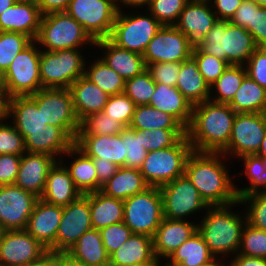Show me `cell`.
Listing matches in <instances>:
<instances>
[{
  "label": "cell",
  "mask_w": 266,
  "mask_h": 266,
  "mask_svg": "<svg viewBox=\"0 0 266 266\" xmlns=\"http://www.w3.org/2000/svg\"><path fill=\"white\" fill-rule=\"evenodd\" d=\"M215 256L210 252L202 235L197 231L168 257L173 266H199Z\"/></svg>",
  "instance_id": "cell-38"
},
{
  "label": "cell",
  "mask_w": 266,
  "mask_h": 266,
  "mask_svg": "<svg viewBox=\"0 0 266 266\" xmlns=\"http://www.w3.org/2000/svg\"><path fill=\"white\" fill-rule=\"evenodd\" d=\"M159 188L163 198V218L183 220L189 214L209 207L185 175Z\"/></svg>",
  "instance_id": "cell-14"
},
{
  "label": "cell",
  "mask_w": 266,
  "mask_h": 266,
  "mask_svg": "<svg viewBox=\"0 0 266 266\" xmlns=\"http://www.w3.org/2000/svg\"><path fill=\"white\" fill-rule=\"evenodd\" d=\"M212 1V0H211ZM243 0H213L219 21H230ZM217 7V8H216Z\"/></svg>",
  "instance_id": "cell-60"
},
{
  "label": "cell",
  "mask_w": 266,
  "mask_h": 266,
  "mask_svg": "<svg viewBox=\"0 0 266 266\" xmlns=\"http://www.w3.org/2000/svg\"><path fill=\"white\" fill-rule=\"evenodd\" d=\"M149 105L161 112L173 116L185 129L192 118V104L182 95L176 86H167L155 82V92Z\"/></svg>",
  "instance_id": "cell-27"
},
{
  "label": "cell",
  "mask_w": 266,
  "mask_h": 266,
  "mask_svg": "<svg viewBox=\"0 0 266 266\" xmlns=\"http://www.w3.org/2000/svg\"><path fill=\"white\" fill-rule=\"evenodd\" d=\"M245 164V174L249 179L251 186L240 189L236 188L238 199L251 193L266 191V169L263 166L262 158L258 155H245L240 157ZM263 189L261 190L260 187Z\"/></svg>",
  "instance_id": "cell-45"
},
{
  "label": "cell",
  "mask_w": 266,
  "mask_h": 266,
  "mask_svg": "<svg viewBox=\"0 0 266 266\" xmlns=\"http://www.w3.org/2000/svg\"><path fill=\"white\" fill-rule=\"evenodd\" d=\"M123 3L124 5H128V6H133V7H140L143 5H148L150 4L151 0H116V5H117V9L118 11L120 10V5L119 3L117 4V2Z\"/></svg>",
  "instance_id": "cell-66"
},
{
  "label": "cell",
  "mask_w": 266,
  "mask_h": 266,
  "mask_svg": "<svg viewBox=\"0 0 266 266\" xmlns=\"http://www.w3.org/2000/svg\"><path fill=\"white\" fill-rule=\"evenodd\" d=\"M229 106L236 113H266V89L246 75Z\"/></svg>",
  "instance_id": "cell-36"
},
{
  "label": "cell",
  "mask_w": 266,
  "mask_h": 266,
  "mask_svg": "<svg viewBox=\"0 0 266 266\" xmlns=\"http://www.w3.org/2000/svg\"><path fill=\"white\" fill-rule=\"evenodd\" d=\"M89 199L92 227L96 230L123 222L124 201L105 195L101 191L84 194Z\"/></svg>",
  "instance_id": "cell-33"
},
{
  "label": "cell",
  "mask_w": 266,
  "mask_h": 266,
  "mask_svg": "<svg viewBox=\"0 0 266 266\" xmlns=\"http://www.w3.org/2000/svg\"><path fill=\"white\" fill-rule=\"evenodd\" d=\"M99 231L103 245L109 255L119 249V247L133 234L124 222L111 224L101 228Z\"/></svg>",
  "instance_id": "cell-54"
},
{
  "label": "cell",
  "mask_w": 266,
  "mask_h": 266,
  "mask_svg": "<svg viewBox=\"0 0 266 266\" xmlns=\"http://www.w3.org/2000/svg\"><path fill=\"white\" fill-rule=\"evenodd\" d=\"M122 143L125 148V167L140 169L148 151L143 147V131L125 128L121 133Z\"/></svg>",
  "instance_id": "cell-44"
},
{
  "label": "cell",
  "mask_w": 266,
  "mask_h": 266,
  "mask_svg": "<svg viewBox=\"0 0 266 266\" xmlns=\"http://www.w3.org/2000/svg\"><path fill=\"white\" fill-rule=\"evenodd\" d=\"M130 129L142 131L155 129H185L173 116L150 105L136 106Z\"/></svg>",
  "instance_id": "cell-39"
},
{
  "label": "cell",
  "mask_w": 266,
  "mask_h": 266,
  "mask_svg": "<svg viewBox=\"0 0 266 266\" xmlns=\"http://www.w3.org/2000/svg\"><path fill=\"white\" fill-rule=\"evenodd\" d=\"M210 3V0H190L174 25L186 36L193 50L203 44L209 30L219 21Z\"/></svg>",
  "instance_id": "cell-19"
},
{
  "label": "cell",
  "mask_w": 266,
  "mask_h": 266,
  "mask_svg": "<svg viewBox=\"0 0 266 266\" xmlns=\"http://www.w3.org/2000/svg\"><path fill=\"white\" fill-rule=\"evenodd\" d=\"M60 159V162H56L49 171L45 190L40 199L48 204L64 207L82 194L74 186L68 169L65 165H61Z\"/></svg>",
  "instance_id": "cell-28"
},
{
  "label": "cell",
  "mask_w": 266,
  "mask_h": 266,
  "mask_svg": "<svg viewBox=\"0 0 266 266\" xmlns=\"http://www.w3.org/2000/svg\"><path fill=\"white\" fill-rule=\"evenodd\" d=\"M150 185L139 169L119 167L115 175L101 188V192L115 199L126 200L143 192Z\"/></svg>",
  "instance_id": "cell-35"
},
{
  "label": "cell",
  "mask_w": 266,
  "mask_h": 266,
  "mask_svg": "<svg viewBox=\"0 0 266 266\" xmlns=\"http://www.w3.org/2000/svg\"><path fill=\"white\" fill-rule=\"evenodd\" d=\"M70 154L79 155L75 157L71 167L66 166L76 189L82 195L98 191L97 172L92 158L86 156L75 145L66 152V155Z\"/></svg>",
  "instance_id": "cell-37"
},
{
  "label": "cell",
  "mask_w": 266,
  "mask_h": 266,
  "mask_svg": "<svg viewBox=\"0 0 266 266\" xmlns=\"http://www.w3.org/2000/svg\"><path fill=\"white\" fill-rule=\"evenodd\" d=\"M21 156L0 154V186L14 184L19 172Z\"/></svg>",
  "instance_id": "cell-57"
},
{
  "label": "cell",
  "mask_w": 266,
  "mask_h": 266,
  "mask_svg": "<svg viewBox=\"0 0 266 266\" xmlns=\"http://www.w3.org/2000/svg\"><path fill=\"white\" fill-rule=\"evenodd\" d=\"M26 152L25 140L14 125L0 122V154L22 156Z\"/></svg>",
  "instance_id": "cell-53"
},
{
  "label": "cell",
  "mask_w": 266,
  "mask_h": 266,
  "mask_svg": "<svg viewBox=\"0 0 266 266\" xmlns=\"http://www.w3.org/2000/svg\"><path fill=\"white\" fill-rule=\"evenodd\" d=\"M71 0H37L42 15L66 12Z\"/></svg>",
  "instance_id": "cell-62"
},
{
  "label": "cell",
  "mask_w": 266,
  "mask_h": 266,
  "mask_svg": "<svg viewBox=\"0 0 266 266\" xmlns=\"http://www.w3.org/2000/svg\"><path fill=\"white\" fill-rule=\"evenodd\" d=\"M163 219V198L159 187L150 186L124 200L123 222L133 234L153 238Z\"/></svg>",
  "instance_id": "cell-8"
},
{
  "label": "cell",
  "mask_w": 266,
  "mask_h": 266,
  "mask_svg": "<svg viewBox=\"0 0 266 266\" xmlns=\"http://www.w3.org/2000/svg\"><path fill=\"white\" fill-rule=\"evenodd\" d=\"M92 160L97 172L98 191H100L103 185L115 175L119 167L110 161H98L96 158Z\"/></svg>",
  "instance_id": "cell-61"
},
{
  "label": "cell",
  "mask_w": 266,
  "mask_h": 266,
  "mask_svg": "<svg viewBox=\"0 0 266 266\" xmlns=\"http://www.w3.org/2000/svg\"><path fill=\"white\" fill-rule=\"evenodd\" d=\"M158 263H160L159 259H155L153 262H147L142 264H133L131 266H158Z\"/></svg>",
  "instance_id": "cell-72"
},
{
  "label": "cell",
  "mask_w": 266,
  "mask_h": 266,
  "mask_svg": "<svg viewBox=\"0 0 266 266\" xmlns=\"http://www.w3.org/2000/svg\"><path fill=\"white\" fill-rule=\"evenodd\" d=\"M186 36L174 25H162L143 54L145 64L184 62L192 56Z\"/></svg>",
  "instance_id": "cell-17"
},
{
  "label": "cell",
  "mask_w": 266,
  "mask_h": 266,
  "mask_svg": "<svg viewBox=\"0 0 266 266\" xmlns=\"http://www.w3.org/2000/svg\"><path fill=\"white\" fill-rule=\"evenodd\" d=\"M121 11L116 15L109 39L121 48L143 55L162 24L152 15H126Z\"/></svg>",
  "instance_id": "cell-10"
},
{
  "label": "cell",
  "mask_w": 266,
  "mask_h": 266,
  "mask_svg": "<svg viewBox=\"0 0 266 266\" xmlns=\"http://www.w3.org/2000/svg\"><path fill=\"white\" fill-rule=\"evenodd\" d=\"M7 112H8V101L4 97L0 96V122H3L2 120L8 118Z\"/></svg>",
  "instance_id": "cell-67"
},
{
  "label": "cell",
  "mask_w": 266,
  "mask_h": 266,
  "mask_svg": "<svg viewBox=\"0 0 266 266\" xmlns=\"http://www.w3.org/2000/svg\"><path fill=\"white\" fill-rule=\"evenodd\" d=\"M246 64L247 75L266 89V50L258 47Z\"/></svg>",
  "instance_id": "cell-56"
},
{
  "label": "cell",
  "mask_w": 266,
  "mask_h": 266,
  "mask_svg": "<svg viewBox=\"0 0 266 266\" xmlns=\"http://www.w3.org/2000/svg\"><path fill=\"white\" fill-rule=\"evenodd\" d=\"M17 0H0V15L10 6L14 5Z\"/></svg>",
  "instance_id": "cell-69"
},
{
  "label": "cell",
  "mask_w": 266,
  "mask_h": 266,
  "mask_svg": "<svg viewBox=\"0 0 266 266\" xmlns=\"http://www.w3.org/2000/svg\"><path fill=\"white\" fill-rule=\"evenodd\" d=\"M135 108V103L123 92L109 96L103 112L107 117L121 122L128 128L131 124Z\"/></svg>",
  "instance_id": "cell-50"
},
{
  "label": "cell",
  "mask_w": 266,
  "mask_h": 266,
  "mask_svg": "<svg viewBox=\"0 0 266 266\" xmlns=\"http://www.w3.org/2000/svg\"><path fill=\"white\" fill-rule=\"evenodd\" d=\"M176 87L192 106L208 101L211 96L210 86L205 82L192 56L182 62Z\"/></svg>",
  "instance_id": "cell-32"
},
{
  "label": "cell",
  "mask_w": 266,
  "mask_h": 266,
  "mask_svg": "<svg viewBox=\"0 0 266 266\" xmlns=\"http://www.w3.org/2000/svg\"><path fill=\"white\" fill-rule=\"evenodd\" d=\"M48 252L26 230H8L1 232V266H28L40 260Z\"/></svg>",
  "instance_id": "cell-16"
},
{
  "label": "cell",
  "mask_w": 266,
  "mask_h": 266,
  "mask_svg": "<svg viewBox=\"0 0 266 266\" xmlns=\"http://www.w3.org/2000/svg\"><path fill=\"white\" fill-rule=\"evenodd\" d=\"M28 266H56V253L48 252L40 260L33 262Z\"/></svg>",
  "instance_id": "cell-65"
},
{
  "label": "cell",
  "mask_w": 266,
  "mask_h": 266,
  "mask_svg": "<svg viewBox=\"0 0 266 266\" xmlns=\"http://www.w3.org/2000/svg\"><path fill=\"white\" fill-rule=\"evenodd\" d=\"M192 57L196 60L199 72L209 86H211L230 65L226 60L204 53L199 48L192 51Z\"/></svg>",
  "instance_id": "cell-51"
},
{
  "label": "cell",
  "mask_w": 266,
  "mask_h": 266,
  "mask_svg": "<svg viewBox=\"0 0 266 266\" xmlns=\"http://www.w3.org/2000/svg\"><path fill=\"white\" fill-rule=\"evenodd\" d=\"M92 228L89 199L85 195H80L75 201L63 207L55 241V253H66Z\"/></svg>",
  "instance_id": "cell-18"
},
{
  "label": "cell",
  "mask_w": 266,
  "mask_h": 266,
  "mask_svg": "<svg viewBox=\"0 0 266 266\" xmlns=\"http://www.w3.org/2000/svg\"><path fill=\"white\" fill-rule=\"evenodd\" d=\"M190 0H151L149 6L150 15L162 25H175L180 13Z\"/></svg>",
  "instance_id": "cell-49"
},
{
  "label": "cell",
  "mask_w": 266,
  "mask_h": 266,
  "mask_svg": "<svg viewBox=\"0 0 266 266\" xmlns=\"http://www.w3.org/2000/svg\"><path fill=\"white\" fill-rule=\"evenodd\" d=\"M66 13L96 41L109 38L118 9L115 0H71Z\"/></svg>",
  "instance_id": "cell-11"
},
{
  "label": "cell",
  "mask_w": 266,
  "mask_h": 266,
  "mask_svg": "<svg viewBox=\"0 0 266 266\" xmlns=\"http://www.w3.org/2000/svg\"><path fill=\"white\" fill-rule=\"evenodd\" d=\"M33 41L31 37L21 33L0 32V71L5 73L16 55Z\"/></svg>",
  "instance_id": "cell-43"
},
{
  "label": "cell",
  "mask_w": 266,
  "mask_h": 266,
  "mask_svg": "<svg viewBox=\"0 0 266 266\" xmlns=\"http://www.w3.org/2000/svg\"><path fill=\"white\" fill-rule=\"evenodd\" d=\"M192 151L185 136L172 147L148 152L139 170L150 186L160 187L184 175L185 164Z\"/></svg>",
  "instance_id": "cell-5"
},
{
  "label": "cell",
  "mask_w": 266,
  "mask_h": 266,
  "mask_svg": "<svg viewBox=\"0 0 266 266\" xmlns=\"http://www.w3.org/2000/svg\"><path fill=\"white\" fill-rule=\"evenodd\" d=\"M238 254L266 258V231L246 223L242 230Z\"/></svg>",
  "instance_id": "cell-47"
},
{
  "label": "cell",
  "mask_w": 266,
  "mask_h": 266,
  "mask_svg": "<svg viewBox=\"0 0 266 266\" xmlns=\"http://www.w3.org/2000/svg\"><path fill=\"white\" fill-rule=\"evenodd\" d=\"M247 75L245 65H229L224 73L210 86L216 89L217 97H209V101L229 104Z\"/></svg>",
  "instance_id": "cell-41"
},
{
  "label": "cell",
  "mask_w": 266,
  "mask_h": 266,
  "mask_svg": "<svg viewBox=\"0 0 266 266\" xmlns=\"http://www.w3.org/2000/svg\"><path fill=\"white\" fill-rule=\"evenodd\" d=\"M78 50L41 51L40 80L42 88L69 89L79 77L84 76L86 61Z\"/></svg>",
  "instance_id": "cell-7"
},
{
  "label": "cell",
  "mask_w": 266,
  "mask_h": 266,
  "mask_svg": "<svg viewBox=\"0 0 266 266\" xmlns=\"http://www.w3.org/2000/svg\"><path fill=\"white\" fill-rule=\"evenodd\" d=\"M159 264H160V263H158V266H159ZM165 266H173V265H170V264L167 263V264H165Z\"/></svg>",
  "instance_id": "cell-75"
},
{
  "label": "cell",
  "mask_w": 266,
  "mask_h": 266,
  "mask_svg": "<svg viewBox=\"0 0 266 266\" xmlns=\"http://www.w3.org/2000/svg\"><path fill=\"white\" fill-rule=\"evenodd\" d=\"M239 201L250 205L246 212L247 223L252 227L266 231V191L242 196Z\"/></svg>",
  "instance_id": "cell-52"
},
{
  "label": "cell",
  "mask_w": 266,
  "mask_h": 266,
  "mask_svg": "<svg viewBox=\"0 0 266 266\" xmlns=\"http://www.w3.org/2000/svg\"><path fill=\"white\" fill-rule=\"evenodd\" d=\"M266 133V113H237L228 146L221 152L242 157L259 152Z\"/></svg>",
  "instance_id": "cell-13"
},
{
  "label": "cell",
  "mask_w": 266,
  "mask_h": 266,
  "mask_svg": "<svg viewBox=\"0 0 266 266\" xmlns=\"http://www.w3.org/2000/svg\"><path fill=\"white\" fill-rule=\"evenodd\" d=\"M182 62H159L146 65L151 78L167 86H176Z\"/></svg>",
  "instance_id": "cell-55"
},
{
  "label": "cell",
  "mask_w": 266,
  "mask_h": 266,
  "mask_svg": "<svg viewBox=\"0 0 266 266\" xmlns=\"http://www.w3.org/2000/svg\"><path fill=\"white\" fill-rule=\"evenodd\" d=\"M253 36L247 29L229 21H218L207 33L199 49L230 65H246L257 49Z\"/></svg>",
  "instance_id": "cell-4"
},
{
  "label": "cell",
  "mask_w": 266,
  "mask_h": 266,
  "mask_svg": "<svg viewBox=\"0 0 266 266\" xmlns=\"http://www.w3.org/2000/svg\"><path fill=\"white\" fill-rule=\"evenodd\" d=\"M42 16L37 0H17L0 15V32L21 33L35 40Z\"/></svg>",
  "instance_id": "cell-21"
},
{
  "label": "cell",
  "mask_w": 266,
  "mask_h": 266,
  "mask_svg": "<svg viewBox=\"0 0 266 266\" xmlns=\"http://www.w3.org/2000/svg\"><path fill=\"white\" fill-rule=\"evenodd\" d=\"M256 155H258L261 158H266V133H265V136L263 138L259 152Z\"/></svg>",
  "instance_id": "cell-70"
},
{
  "label": "cell",
  "mask_w": 266,
  "mask_h": 266,
  "mask_svg": "<svg viewBox=\"0 0 266 266\" xmlns=\"http://www.w3.org/2000/svg\"><path fill=\"white\" fill-rule=\"evenodd\" d=\"M56 266H84L67 253H56Z\"/></svg>",
  "instance_id": "cell-64"
},
{
  "label": "cell",
  "mask_w": 266,
  "mask_h": 266,
  "mask_svg": "<svg viewBox=\"0 0 266 266\" xmlns=\"http://www.w3.org/2000/svg\"><path fill=\"white\" fill-rule=\"evenodd\" d=\"M155 92V81L145 70L142 74L125 81L124 93L139 105H149L152 94Z\"/></svg>",
  "instance_id": "cell-46"
},
{
  "label": "cell",
  "mask_w": 266,
  "mask_h": 266,
  "mask_svg": "<svg viewBox=\"0 0 266 266\" xmlns=\"http://www.w3.org/2000/svg\"><path fill=\"white\" fill-rule=\"evenodd\" d=\"M197 232V224L186 220L163 218L153 236L155 257L167 258Z\"/></svg>",
  "instance_id": "cell-23"
},
{
  "label": "cell",
  "mask_w": 266,
  "mask_h": 266,
  "mask_svg": "<svg viewBox=\"0 0 266 266\" xmlns=\"http://www.w3.org/2000/svg\"><path fill=\"white\" fill-rule=\"evenodd\" d=\"M0 96L4 97L7 101L9 100L8 92L5 84L4 73L0 71Z\"/></svg>",
  "instance_id": "cell-68"
},
{
  "label": "cell",
  "mask_w": 266,
  "mask_h": 266,
  "mask_svg": "<svg viewBox=\"0 0 266 266\" xmlns=\"http://www.w3.org/2000/svg\"><path fill=\"white\" fill-rule=\"evenodd\" d=\"M56 160V157L44 153H24L14 184L40 198L45 190L49 171L58 162Z\"/></svg>",
  "instance_id": "cell-20"
},
{
  "label": "cell",
  "mask_w": 266,
  "mask_h": 266,
  "mask_svg": "<svg viewBox=\"0 0 266 266\" xmlns=\"http://www.w3.org/2000/svg\"><path fill=\"white\" fill-rule=\"evenodd\" d=\"M85 69L84 76L109 96L124 92L125 79L110 68L101 58Z\"/></svg>",
  "instance_id": "cell-40"
},
{
  "label": "cell",
  "mask_w": 266,
  "mask_h": 266,
  "mask_svg": "<svg viewBox=\"0 0 266 266\" xmlns=\"http://www.w3.org/2000/svg\"><path fill=\"white\" fill-rule=\"evenodd\" d=\"M235 204H241V202L226 206H209L208 213L201 223L197 224V231L202 235L210 252L216 257L220 254H238L247 217L245 215L244 220L240 213L238 215L229 210V207L236 206Z\"/></svg>",
  "instance_id": "cell-3"
},
{
  "label": "cell",
  "mask_w": 266,
  "mask_h": 266,
  "mask_svg": "<svg viewBox=\"0 0 266 266\" xmlns=\"http://www.w3.org/2000/svg\"><path fill=\"white\" fill-rule=\"evenodd\" d=\"M231 261L229 262L231 266H266V258L248 257L240 254H237Z\"/></svg>",
  "instance_id": "cell-63"
},
{
  "label": "cell",
  "mask_w": 266,
  "mask_h": 266,
  "mask_svg": "<svg viewBox=\"0 0 266 266\" xmlns=\"http://www.w3.org/2000/svg\"><path fill=\"white\" fill-rule=\"evenodd\" d=\"M34 41L44 46L46 51L79 49L86 43L95 44L82 25L66 12L43 15Z\"/></svg>",
  "instance_id": "cell-6"
},
{
  "label": "cell",
  "mask_w": 266,
  "mask_h": 266,
  "mask_svg": "<svg viewBox=\"0 0 266 266\" xmlns=\"http://www.w3.org/2000/svg\"><path fill=\"white\" fill-rule=\"evenodd\" d=\"M37 104L46 125L61 127L74 141L80 129L69 89L42 88L29 95Z\"/></svg>",
  "instance_id": "cell-9"
},
{
  "label": "cell",
  "mask_w": 266,
  "mask_h": 266,
  "mask_svg": "<svg viewBox=\"0 0 266 266\" xmlns=\"http://www.w3.org/2000/svg\"><path fill=\"white\" fill-rule=\"evenodd\" d=\"M39 199L15 184L0 186V229L25 230Z\"/></svg>",
  "instance_id": "cell-15"
},
{
  "label": "cell",
  "mask_w": 266,
  "mask_h": 266,
  "mask_svg": "<svg viewBox=\"0 0 266 266\" xmlns=\"http://www.w3.org/2000/svg\"><path fill=\"white\" fill-rule=\"evenodd\" d=\"M7 116L13 117L14 127L24 139L32 133L45 132L47 128L42 111L29 95L10 97Z\"/></svg>",
  "instance_id": "cell-26"
},
{
  "label": "cell",
  "mask_w": 266,
  "mask_h": 266,
  "mask_svg": "<svg viewBox=\"0 0 266 266\" xmlns=\"http://www.w3.org/2000/svg\"><path fill=\"white\" fill-rule=\"evenodd\" d=\"M94 45L105 49V56L101 59L125 80L146 70L143 55L121 48L109 38L96 40Z\"/></svg>",
  "instance_id": "cell-25"
},
{
  "label": "cell",
  "mask_w": 266,
  "mask_h": 266,
  "mask_svg": "<svg viewBox=\"0 0 266 266\" xmlns=\"http://www.w3.org/2000/svg\"><path fill=\"white\" fill-rule=\"evenodd\" d=\"M33 41L18 53L4 73L8 96H28L42 89L40 80V56Z\"/></svg>",
  "instance_id": "cell-12"
},
{
  "label": "cell",
  "mask_w": 266,
  "mask_h": 266,
  "mask_svg": "<svg viewBox=\"0 0 266 266\" xmlns=\"http://www.w3.org/2000/svg\"><path fill=\"white\" fill-rule=\"evenodd\" d=\"M27 152L44 153L53 157L65 154L74 140L59 126L47 125L45 132L32 133L25 139Z\"/></svg>",
  "instance_id": "cell-31"
},
{
  "label": "cell",
  "mask_w": 266,
  "mask_h": 266,
  "mask_svg": "<svg viewBox=\"0 0 266 266\" xmlns=\"http://www.w3.org/2000/svg\"><path fill=\"white\" fill-rule=\"evenodd\" d=\"M256 6L257 4L254 1L243 0L229 22L246 29L249 25H252L253 9Z\"/></svg>",
  "instance_id": "cell-59"
},
{
  "label": "cell",
  "mask_w": 266,
  "mask_h": 266,
  "mask_svg": "<svg viewBox=\"0 0 266 266\" xmlns=\"http://www.w3.org/2000/svg\"><path fill=\"white\" fill-rule=\"evenodd\" d=\"M246 29L253 36L257 47L266 45V7L257 5L253 9L252 25Z\"/></svg>",
  "instance_id": "cell-58"
},
{
  "label": "cell",
  "mask_w": 266,
  "mask_h": 266,
  "mask_svg": "<svg viewBox=\"0 0 266 266\" xmlns=\"http://www.w3.org/2000/svg\"><path fill=\"white\" fill-rule=\"evenodd\" d=\"M153 238L142 234H132L119 249L109 255L110 266H131L153 262Z\"/></svg>",
  "instance_id": "cell-30"
},
{
  "label": "cell",
  "mask_w": 266,
  "mask_h": 266,
  "mask_svg": "<svg viewBox=\"0 0 266 266\" xmlns=\"http://www.w3.org/2000/svg\"><path fill=\"white\" fill-rule=\"evenodd\" d=\"M74 145L86 156L98 161H110L125 167V148L121 135L76 136Z\"/></svg>",
  "instance_id": "cell-24"
},
{
  "label": "cell",
  "mask_w": 266,
  "mask_h": 266,
  "mask_svg": "<svg viewBox=\"0 0 266 266\" xmlns=\"http://www.w3.org/2000/svg\"><path fill=\"white\" fill-rule=\"evenodd\" d=\"M261 7H266V0H251Z\"/></svg>",
  "instance_id": "cell-73"
},
{
  "label": "cell",
  "mask_w": 266,
  "mask_h": 266,
  "mask_svg": "<svg viewBox=\"0 0 266 266\" xmlns=\"http://www.w3.org/2000/svg\"><path fill=\"white\" fill-rule=\"evenodd\" d=\"M236 112L229 104L204 101L193 106L186 136L192 149L199 152H222L231 137Z\"/></svg>",
  "instance_id": "cell-2"
},
{
  "label": "cell",
  "mask_w": 266,
  "mask_h": 266,
  "mask_svg": "<svg viewBox=\"0 0 266 266\" xmlns=\"http://www.w3.org/2000/svg\"><path fill=\"white\" fill-rule=\"evenodd\" d=\"M262 163H263V166H264L265 169H266V158H262Z\"/></svg>",
  "instance_id": "cell-74"
},
{
  "label": "cell",
  "mask_w": 266,
  "mask_h": 266,
  "mask_svg": "<svg viewBox=\"0 0 266 266\" xmlns=\"http://www.w3.org/2000/svg\"><path fill=\"white\" fill-rule=\"evenodd\" d=\"M84 266H109V254L99 230L86 231L66 252Z\"/></svg>",
  "instance_id": "cell-34"
},
{
  "label": "cell",
  "mask_w": 266,
  "mask_h": 266,
  "mask_svg": "<svg viewBox=\"0 0 266 266\" xmlns=\"http://www.w3.org/2000/svg\"><path fill=\"white\" fill-rule=\"evenodd\" d=\"M62 215L63 207L39 199L25 230L49 252H55V241Z\"/></svg>",
  "instance_id": "cell-22"
},
{
  "label": "cell",
  "mask_w": 266,
  "mask_h": 266,
  "mask_svg": "<svg viewBox=\"0 0 266 266\" xmlns=\"http://www.w3.org/2000/svg\"><path fill=\"white\" fill-rule=\"evenodd\" d=\"M126 127L101 111L91 114L80 122L77 136L119 135Z\"/></svg>",
  "instance_id": "cell-42"
},
{
  "label": "cell",
  "mask_w": 266,
  "mask_h": 266,
  "mask_svg": "<svg viewBox=\"0 0 266 266\" xmlns=\"http://www.w3.org/2000/svg\"><path fill=\"white\" fill-rule=\"evenodd\" d=\"M220 156L225 155L221 152L193 150L185 164L184 175L208 206H226L239 201L236 187Z\"/></svg>",
  "instance_id": "cell-1"
},
{
  "label": "cell",
  "mask_w": 266,
  "mask_h": 266,
  "mask_svg": "<svg viewBox=\"0 0 266 266\" xmlns=\"http://www.w3.org/2000/svg\"><path fill=\"white\" fill-rule=\"evenodd\" d=\"M217 257H214L211 261L205 263V264H202V265H199V266H225L226 264L225 263H219L217 260H216Z\"/></svg>",
  "instance_id": "cell-71"
},
{
  "label": "cell",
  "mask_w": 266,
  "mask_h": 266,
  "mask_svg": "<svg viewBox=\"0 0 266 266\" xmlns=\"http://www.w3.org/2000/svg\"><path fill=\"white\" fill-rule=\"evenodd\" d=\"M186 136V129H155L143 131V147L148 151L160 150L174 146Z\"/></svg>",
  "instance_id": "cell-48"
},
{
  "label": "cell",
  "mask_w": 266,
  "mask_h": 266,
  "mask_svg": "<svg viewBox=\"0 0 266 266\" xmlns=\"http://www.w3.org/2000/svg\"><path fill=\"white\" fill-rule=\"evenodd\" d=\"M69 90L80 122L91 114L103 111L109 98L108 94L85 76L79 77Z\"/></svg>",
  "instance_id": "cell-29"
}]
</instances>
